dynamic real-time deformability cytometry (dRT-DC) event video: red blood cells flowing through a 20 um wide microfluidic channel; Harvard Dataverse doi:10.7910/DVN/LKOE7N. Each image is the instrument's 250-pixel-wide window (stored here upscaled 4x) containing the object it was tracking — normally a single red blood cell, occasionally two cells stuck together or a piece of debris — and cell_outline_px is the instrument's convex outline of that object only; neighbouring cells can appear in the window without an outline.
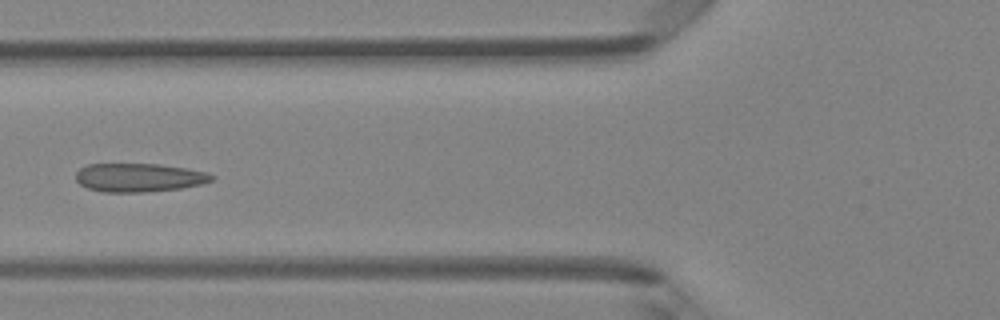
{"species": "Egyptian fruit bat (a non-hibernating species)", "species_latin": "Rousettus aegyptiacus", "temperature_condition": "room temperature", "stored_images_in_passage": 7, "camera_frame_rate_fps": 3000, "um_per_image_px": 0.085, "animal": {"sex": "female"}, "frame": {"image": 1, "passage_image": 6, "time_ms": 1.667, "image_size_px": [1000, 320], "cell_outline_px": [[216, 176], [212, 180], [200, 184], [180, 188], [148, 192], [104, 192], [88, 188], [80, 184], [76, 180], [76, 172], [80, 168], [88, 164], [160, 164], [188, 168], [208, 172]], "centroid_in_image_um": [11.83, 15.08], "position_along_channel_um": 114.0, "area_um2": 22.72}}
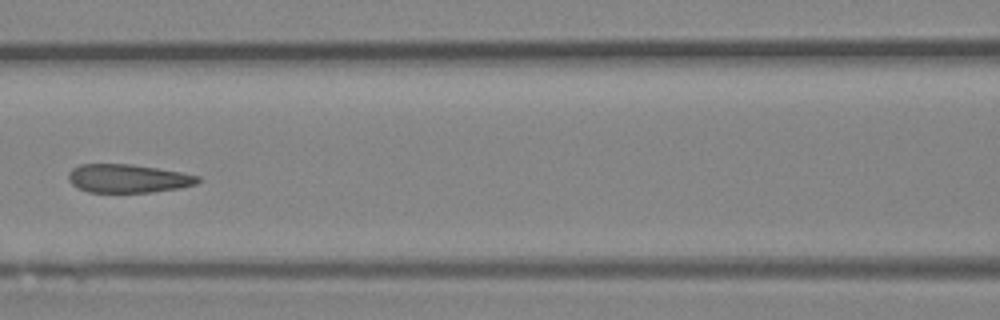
{"frame": {"image": 2, "passage_image": 7, "time_ms": 2.0, "image_size_px": [1000, 320], "cell_outline_px": [[200, 180], [196, 184], [180, 188], [152, 192], [88, 192], [72, 184], [68, 180], [68, 172], [72, 168], [80, 164], [132, 164], [180, 172], [200, 176]], "centroid_in_image_um": [10.87, 15.17], "position_along_channel_um": 155.7, "area_um2": 21.44}}